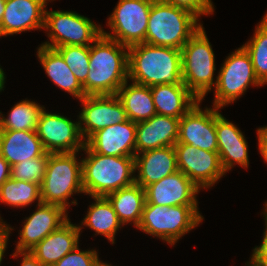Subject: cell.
Listing matches in <instances>:
<instances>
[{
  "label": "cell",
  "instance_id": "cell-1",
  "mask_svg": "<svg viewBox=\"0 0 267 266\" xmlns=\"http://www.w3.org/2000/svg\"><path fill=\"white\" fill-rule=\"evenodd\" d=\"M128 46L101 34L90 45L86 96L113 95L128 80Z\"/></svg>",
  "mask_w": 267,
  "mask_h": 266
},
{
  "label": "cell",
  "instance_id": "cell-2",
  "mask_svg": "<svg viewBox=\"0 0 267 266\" xmlns=\"http://www.w3.org/2000/svg\"><path fill=\"white\" fill-rule=\"evenodd\" d=\"M128 80L151 87L184 85L181 50L138 43L128 48Z\"/></svg>",
  "mask_w": 267,
  "mask_h": 266
},
{
  "label": "cell",
  "instance_id": "cell-3",
  "mask_svg": "<svg viewBox=\"0 0 267 266\" xmlns=\"http://www.w3.org/2000/svg\"><path fill=\"white\" fill-rule=\"evenodd\" d=\"M82 185L84 194L106 196L135 183V158L94 153L86 144L82 150Z\"/></svg>",
  "mask_w": 267,
  "mask_h": 266
},
{
  "label": "cell",
  "instance_id": "cell-4",
  "mask_svg": "<svg viewBox=\"0 0 267 266\" xmlns=\"http://www.w3.org/2000/svg\"><path fill=\"white\" fill-rule=\"evenodd\" d=\"M191 11L153 0L145 35V43L180 49L203 25Z\"/></svg>",
  "mask_w": 267,
  "mask_h": 266
},
{
  "label": "cell",
  "instance_id": "cell-5",
  "mask_svg": "<svg viewBox=\"0 0 267 266\" xmlns=\"http://www.w3.org/2000/svg\"><path fill=\"white\" fill-rule=\"evenodd\" d=\"M78 153H49L46 173L40 185L42 203L58 205L66 211L71 204L77 205V200L69 202V198L84 193L82 160L76 157Z\"/></svg>",
  "mask_w": 267,
  "mask_h": 266
},
{
  "label": "cell",
  "instance_id": "cell-6",
  "mask_svg": "<svg viewBox=\"0 0 267 266\" xmlns=\"http://www.w3.org/2000/svg\"><path fill=\"white\" fill-rule=\"evenodd\" d=\"M203 219L198 206H159L145 202L137 229L174 246Z\"/></svg>",
  "mask_w": 267,
  "mask_h": 266
},
{
  "label": "cell",
  "instance_id": "cell-7",
  "mask_svg": "<svg viewBox=\"0 0 267 266\" xmlns=\"http://www.w3.org/2000/svg\"><path fill=\"white\" fill-rule=\"evenodd\" d=\"M207 37L202 25L181 48L183 83L199 101L215 88L218 78H214L215 55Z\"/></svg>",
  "mask_w": 267,
  "mask_h": 266
},
{
  "label": "cell",
  "instance_id": "cell-8",
  "mask_svg": "<svg viewBox=\"0 0 267 266\" xmlns=\"http://www.w3.org/2000/svg\"><path fill=\"white\" fill-rule=\"evenodd\" d=\"M44 29L49 40L41 45L56 48L66 45L90 46L102 34L101 25L73 11L45 9Z\"/></svg>",
  "mask_w": 267,
  "mask_h": 266
},
{
  "label": "cell",
  "instance_id": "cell-9",
  "mask_svg": "<svg viewBox=\"0 0 267 266\" xmlns=\"http://www.w3.org/2000/svg\"><path fill=\"white\" fill-rule=\"evenodd\" d=\"M217 76L213 106L219 109L242 97L249 86H263L257 79L250 55L243 46L229 54Z\"/></svg>",
  "mask_w": 267,
  "mask_h": 266
},
{
  "label": "cell",
  "instance_id": "cell-10",
  "mask_svg": "<svg viewBox=\"0 0 267 266\" xmlns=\"http://www.w3.org/2000/svg\"><path fill=\"white\" fill-rule=\"evenodd\" d=\"M152 3L153 0H118L107 21L112 34L103 28L102 34L128 47L145 43Z\"/></svg>",
  "mask_w": 267,
  "mask_h": 266
},
{
  "label": "cell",
  "instance_id": "cell-11",
  "mask_svg": "<svg viewBox=\"0 0 267 266\" xmlns=\"http://www.w3.org/2000/svg\"><path fill=\"white\" fill-rule=\"evenodd\" d=\"M78 122L72 121L61 114L41 111L36 133L43 147L49 153L80 152L85 141L80 132Z\"/></svg>",
  "mask_w": 267,
  "mask_h": 266
},
{
  "label": "cell",
  "instance_id": "cell-12",
  "mask_svg": "<svg viewBox=\"0 0 267 266\" xmlns=\"http://www.w3.org/2000/svg\"><path fill=\"white\" fill-rule=\"evenodd\" d=\"M177 168L200 189L213 187L225 174L218 152L176 143Z\"/></svg>",
  "mask_w": 267,
  "mask_h": 266
},
{
  "label": "cell",
  "instance_id": "cell-13",
  "mask_svg": "<svg viewBox=\"0 0 267 266\" xmlns=\"http://www.w3.org/2000/svg\"><path fill=\"white\" fill-rule=\"evenodd\" d=\"M82 104L79 124L86 142L95 132L128 120L123 104L116 94L90 95L79 100Z\"/></svg>",
  "mask_w": 267,
  "mask_h": 266
},
{
  "label": "cell",
  "instance_id": "cell-14",
  "mask_svg": "<svg viewBox=\"0 0 267 266\" xmlns=\"http://www.w3.org/2000/svg\"><path fill=\"white\" fill-rule=\"evenodd\" d=\"M199 101L179 121L176 143H185L198 149L218 152L216 136V107L203 110Z\"/></svg>",
  "mask_w": 267,
  "mask_h": 266
},
{
  "label": "cell",
  "instance_id": "cell-15",
  "mask_svg": "<svg viewBox=\"0 0 267 266\" xmlns=\"http://www.w3.org/2000/svg\"><path fill=\"white\" fill-rule=\"evenodd\" d=\"M29 217L25 218L15 250L31 251L51 232L63 225L68 218V211L54 204L40 203Z\"/></svg>",
  "mask_w": 267,
  "mask_h": 266
},
{
  "label": "cell",
  "instance_id": "cell-16",
  "mask_svg": "<svg viewBox=\"0 0 267 266\" xmlns=\"http://www.w3.org/2000/svg\"><path fill=\"white\" fill-rule=\"evenodd\" d=\"M145 190L146 203L159 206H198L200 188L179 170L154 182Z\"/></svg>",
  "mask_w": 267,
  "mask_h": 266
},
{
  "label": "cell",
  "instance_id": "cell-17",
  "mask_svg": "<svg viewBox=\"0 0 267 266\" xmlns=\"http://www.w3.org/2000/svg\"><path fill=\"white\" fill-rule=\"evenodd\" d=\"M47 1L54 0H6L0 37L44 29Z\"/></svg>",
  "mask_w": 267,
  "mask_h": 266
},
{
  "label": "cell",
  "instance_id": "cell-18",
  "mask_svg": "<svg viewBox=\"0 0 267 266\" xmlns=\"http://www.w3.org/2000/svg\"><path fill=\"white\" fill-rule=\"evenodd\" d=\"M136 127L137 123L128 119L95 132L85 144L101 155L135 157Z\"/></svg>",
  "mask_w": 267,
  "mask_h": 266
},
{
  "label": "cell",
  "instance_id": "cell-19",
  "mask_svg": "<svg viewBox=\"0 0 267 266\" xmlns=\"http://www.w3.org/2000/svg\"><path fill=\"white\" fill-rule=\"evenodd\" d=\"M219 111L216 108V136L222 168L225 173L236 164L246 169L250 163L246 137L237 125L228 121Z\"/></svg>",
  "mask_w": 267,
  "mask_h": 266
},
{
  "label": "cell",
  "instance_id": "cell-20",
  "mask_svg": "<svg viewBox=\"0 0 267 266\" xmlns=\"http://www.w3.org/2000/svg\"><path fill=\"white\" fill-rule=\"evenodd\" d=\"M180 119L154 115L149 120L137 123L136 154L165 147L174 146L179 137Z\"/></svg>",
  "mask_w": 267,
  "mask_h": 266
},
{
  "label": "cell",
  "instance_id": "cell-21",
  "mask_svg": "<svg viewBox=\"0 0 267 266\" xmlns=\"http://www.w3.org/2000/svg\"><path fill=\"white\" fill-rule=\"evenodd\" d=\"M135 183L145 188L178 171L174 146H165L135 155Z\"/></svg>",
  "mask_w": 267,
  "mask_h": 266
},
{
  "label": "cell",
  "instance_id": "cell-22",
  "mask_svg": "<svg viewBox=\"0 0 267 266\" xmlns=\"http://www.w3.org/2000/svg\"><path fill=\"white\" fill-rule=\"evenodd\" d=\"M81 230L82 227L71 223L69 218L29 252L43 266H54L66 254L78 246Z\"/></svg>",
  "mask_w": 267,
  "mask_h": 266
},
{
  "label": "cell",
  "instance_id": "cell-23",
  "mask_svg": "<svg viewBox=\"0 0 267 266\" xmlns=\"http://www.w3.org/2000/svg\"><path fill=\"white\" fill-rule=\"evenodd\" d=\"M46 153L36 131H0V155L10 166Z\"/></svg>",
  "mask_w": 267,
  "mask_h": 266
},
{
  "label": "cell",
  "instance_id": "cell-24",
  "mask_svg": "<svg viewBox=\"0 0 267 266\" xmlns=\"http://www.w3.org/2000/svg\"><path fill=\"white\" fill-rule=\"evenodd\" d=\"M156 114L181 119L199 99L185 86L158 84L150 87Z\"/></svg>",
  "mask_w": 267,
  "mask_h": 266
},
{
  "label": "cell",
  "instance_id": "cell-25",
  "mask_svg": "<svg viewBox=\"0 0 267 266\" xmlns=\"http://www.w3.org/2000/svg\"><path fill=\"white\" fill-rule=\"evenodd\" d=\"M37 49V57L40 60V64L44 68L46 75L57 87L78 100L86 96L82 85L56 49L43 45H40Z\"/></svg>",
  "mask_w": 267,
  "mask_h": 266
},
{
  "label": "cell",
  "instance_id": "cell-26",
  "mask_svg": "<svg viewBox=\"0 0 267 266\" xmlns=\"http://www.w3.org/2000/svg\"><path fill=\"white\" fill-rule=\"evenodd\" d=\"M127 80L116 95L123 104L129 120L138 123L156 115V108L150 87Z\"/></svg>",
  "mask_w": 267,
  "mask_h": 266
},
{
  "label": "cell",
  "instance_id": "cell-27",
  "mask_svg": "<svg viewBox=\"0 0 267 266\" xmlns=\"http://www.w3.org/2000/svg\"><path fill=\"white\" fill-rule=\"evenodd\" d=\"M105 197L112 204L123 226L133 223L137 228L146 202L143 187L133 183L130 186L113 191Z\"/></svg>",
  "mask_w": 267,
  "mask_h": 266
},
{
  "label": "cell",
  "instance_id": "cell-28",
  "mask_svg": "<svg viewBox=\"0 0 267 266\" xmlns=\"http://www.w3.org/2000/svg\"><path fill=\"white\" fill-rule=\"evenodd\" d=\"M92 198L95 202L89 205L87 215L84 216L85 218H83L80 225L89 227V229L95 231L96 234L94 235L101 234L111 244H115L116 233L123 225L112 204L105 196H95Z\"/></svg>",
  "mask_w": 267,
  "mask_h": 266
},
{
  "label": "cell",
  "instance_id": "cell-29",
  "mask_svg": "<svg viewBox=\"0 0 267 266\" xmlns=\"http://www.w3.org/2000/svg\"><path fill=\"white\" fill-rule=\"evenodd\" d=\"M44 106L29 99L12 106L5 116L0 112V131H36L38 119Z\"/></svg>",
  "mask_w": 267,
  "mask_h": 266
},
{
  "label": "cell",
  "instance_id": "cell-30",
  "mask_svg": "<svg viewBox=\"0 0 267 266\" xmlns=\"http://www.w3.org/2000/svg\"><path fill=\"white\" fill-rule=\"evenodd\" d=\"M37 200V205L42 203L40 185L12 179L6 180L0 187V203L10 207L24 208Z\"/></svg>",
  "mask_w": 267,
  "mask_h": 266
},
{
  "label": "cell",
  "instance_id": "cell-31",
  "mask_svg": "<svg viewBox=\"0 0 267 266\" xmlns=\"http://www.w3.org/2000/svg\"><path fill=\"white\" fill-rule=\"evenodd\" d=\"M242 46L249 53L255 75L264 86L267 84V12L257 24L253 37Z\"/></svg>",
  "mask_w": 267,
  "mask_h": 266
},
{
  "label": "cell",
  "instance_id": "cell-32",
  "mask_svg": "<svg viewBox=\"0 0 267 266\" xmlns=\"http://www.w3.org/2000/svg\"><path fill=\"white\" fill-rule=\"evenodd\" d=\"M55 49L61 54L79 83L83 85L89 72L90 46L66 45Z\"/></svg>",
  "mask_w": 267,
  "mask_h": 266
},
{
  "label": "cell",
  "instance_id": "cell-33",
  "mask_svg": "<svg viewBox=\"0 0 267 266\" xmlns=\"http://www.w3.org/2000/svg\"><path fill=\"white\" fill-rule=\"evenodd\" d=\"M48 160L49 152L43 156L12 165L11 178L41 185L46 173Z\"/></svg>",
  "mask_w": 267,
  "mask_h": 266
},
{
  "label": "cell",
  "instance_id": "cell-34",
  "mask_svg": "<svg viewBox=\"0 0 267 266\" xmlns=\"http://www.w3.org/2000/svg\"><path fill=\"white\" fill-rule=\"evenodd\" d=\"M95 249L81 250L79 245L66 254L54 266H100L102 261Z\"/></svg>",
  "mask_w": 267,
  "mask_h": 266
},
{
  "label": "cell",
  "instance_id": "cell-35",
  "mask_svg": "<svg viewBox=\"0 0 267 266\" xmlns=\"http://www.w3.org/2000/svg\"><path fill=\"white\" fill-rule=\"evenodd\" d=\"M162 2L172 4L191 11L199 19L202 15H210L214 13L212 0H160Z\"/></svg>",
  "mask_w": 267,
  "mask_h": 266
},
{
  "label": "cell",
  "instance_id": "cell-36",
  "mask_svg": "<svg viewBox=\"0 0 267 266\" xmlns=\"http://www.w3.org/2000/svg\"><path fill=\"white\" fill-rule=\"evenodd\" d=\"M265 220V230L260 246L253 249L251 260L245 265L249 266H267V220Z\"/></svg>",
  "mask_w": 267,
  "mask_h": 266
},
{
  "label": "cell",
  "instance_id": "cell-37",
  "mask_svg": "<svg viewBox=\"0 0 267 266\" xmlns=\"http://www.w3.org/2000/svg\"><path fill=\"white\" fill-rule=\"evenodd\" d=\"M13 229L14 228H11V226L3 221L0 216V265L3 261L2 259L8 245L9 235Z\"/></svg>",
  "mask_w": 267,
  "mask_h": 266
},
{
  "label": "cell",
  "instance_id": "cell-38",
  "mask_svg": "<svg viewBox=\"0 0 267 266\" xmlns=\"http://www.w3.org/2000/svg\"><path fill=\"white\" fill-rule=\"evenodd\" d=\"M22 256V262L20 266H43L29 251H14L12 257Z\"/></svg>",
  "mask_w": 267,
  "mask_h": 266
},
{
  "label": "cell",
  "instance_id": "cell-39",
  "mask_svg": "<svg viewBox=\"0 0 267 266\" xmlns=\"http://www.w3.org/2000/svg\"><path fill=\"white\" fill-rule=\"evenodd\" d=\"M11 177V166L0 155V187L1 185Z\"/></svg>",
  "mask_w": 267,
  "mask_h": 266
},
{
  "label": "cell",
  "instance_id": "cell-40",
  "mask_svg": "<svg viewBox=\"0 0 267 266\" xmlns=\"http://www.w3.org/2000/svg\"><path fill=\"white\" fill-rule=\"evenodd\" d=\"M258 146H267V126L257 129Z\"/></svg>",
  "mask_w": 267,
  "mask_h": 266
},
{
  "label": "cell",
  "instance_id": "cell-41",
  "mask_svg": "<svg viewBox=\"0 0 267 266\" xmlns=\"http://www.w3.org/2000/svg\"><path fill=\"white\" fill-rule=\"evenodd\" d=\"M1 66V65H0ZM5 72L3 71V69L0 67V92L3 90L4 91V85H5Z\"/></svg>",
  "mask_w": 267,
  "mask_h": 266
},
{
  "label": "cell",
  "instance_id": "cell-42",
  "mask_svg": "<svg viewBox=\"0 0 267 266\" xmlns=\"http://www.w3.org/2000/svg\"><path fill=\"white\" fill-rule=\"evenodd\" d=\"M258 149L264 161L267 163V146H258Z\"/></svg>",
  "mask_w": 267,
  "mask_h": 266
},
{
  "label": "cell",
  "instance_id": "cell-43",
  "mask_svg": "<svg viewBox=\"0 0 267 266\" xmlns=\"http://www.w3.org/2000/svg\"><path fill=\"white\" fill-rule=\"evenodd\" d=\"M5 3H6V0H0V23H1L3 13L5 12Z\"/></svg>",
  "mask_w": 267,
  "mask_h": 266
},
{
  "label": "cell",
  "instance_id": "cell-44",
  "mask_svg": "<svg viewBox=\"0 0 267 266\" xmlns=\"http://www.w3.org/2000/svg\"><path fill=\"white\" fill-rule=\"evenodd\" d=\"M265 205H264V212H262L263 213V217H265L264 219H266L267 220V201L264 203Z\"/></svg>",
  "mask_w": 267,
  "mask_h": 266
},
{
  "label": "cell",
  "instance_id": "cell-45",
  "mask_svg": "<svg viewBox=\"0 0 267 266\" xmlns=\"http://www.w3.org/2000/svg\"><path fill=\"white\" fill-rule=\"evenodd\" d=\"M100 266H112L111 264H108V263H104V262H102V264L100 265Z\"/></svg>",
  "mask_w": 267,
  "mask_h": 266
}]
</instances>
